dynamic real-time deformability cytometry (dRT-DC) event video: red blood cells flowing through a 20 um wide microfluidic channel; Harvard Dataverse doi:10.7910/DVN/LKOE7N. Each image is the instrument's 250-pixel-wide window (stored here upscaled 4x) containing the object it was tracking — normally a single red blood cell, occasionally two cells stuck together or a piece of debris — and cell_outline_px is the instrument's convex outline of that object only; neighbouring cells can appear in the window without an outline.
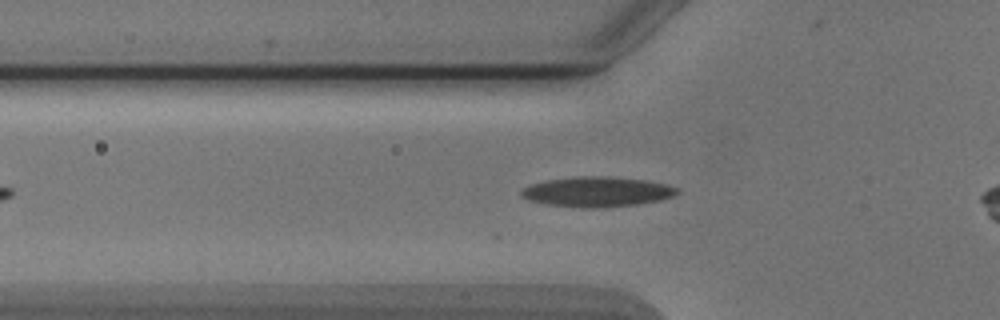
{"species": "Egyptian fruit bat (a non-hibernating species)", "species_latin": "Rousettus aegyptiacus", "temperature_condition": "cold", "stored_images_in_passage": 29, "camera_frame_rate_fps": 3000, "um_per_image_px": 0.085, "animal": {"sex": "male"}, "frame": {"image": 1, "passage_image": 5, "time_ms": 1.333, "image_size_px": [1000, 320], "cell_outline_px": [[680, 192], [672, 196], [660, 200], [636, 204], [604, 208], [580, 208], [548, 204], [528, 200], [520, 196], [520, 192], [524, 188], [532, 184], [548, 180], [576, 176], [608, 176], [644, 180], [664, 184], [680, 188]], "centroid_in_image_um": [50.75, 16.3], "position_along_channel_um": 75.0, "area_um2": 27.28}}
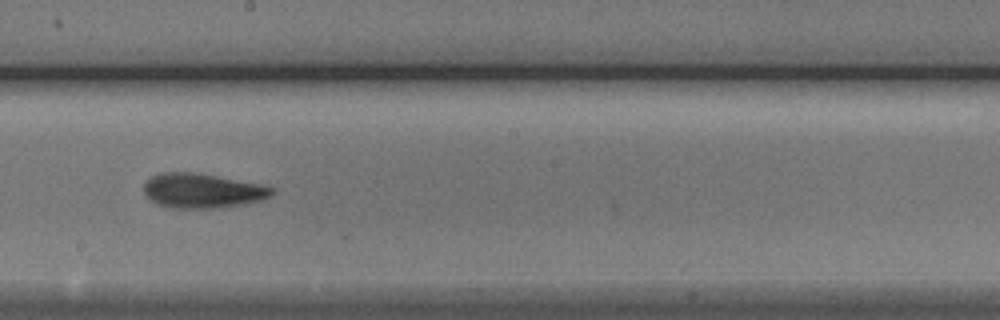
{"frame": {"image": 2, "passage_image": 17, "time_ms": 5.333, "image_size_px": [1000, 320], "cell_outline_px": [[272, 196], [264, 200], [244, 204], [216, 208], [168, 208], [156, 204], [144, 192], [144, 184], [152, 176], [164, 172], [200, 172], [264, 184], [272, 188]], "centroid_in_image_um": [17.24, 16.2], "position_along_channel_um": 231.0, "area_um2": 26.18}}
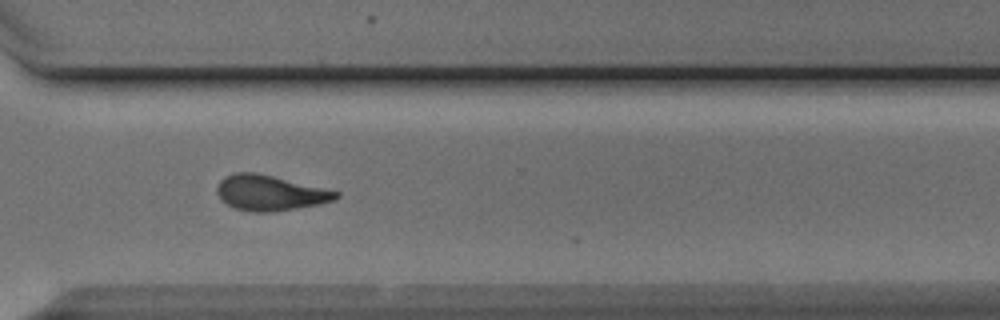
{"frame": {"image": 3, "passage_image": 26, "time_ms": 8.333, "image_size_px": [1000, 320], "cell_outline_px": [[340, 196], [336, 200], [320, 204], [272, 212], [256, 212], [236, 208], [220, 200], [216, 192], [216, 188], [220, 180], [224, 176], [236, 172], [256, 172], [340, 192]], "centroid_in_image_um": [22.93, 16.39], "position_along_channel_um": 347.7, "area_um2": 24.45}}